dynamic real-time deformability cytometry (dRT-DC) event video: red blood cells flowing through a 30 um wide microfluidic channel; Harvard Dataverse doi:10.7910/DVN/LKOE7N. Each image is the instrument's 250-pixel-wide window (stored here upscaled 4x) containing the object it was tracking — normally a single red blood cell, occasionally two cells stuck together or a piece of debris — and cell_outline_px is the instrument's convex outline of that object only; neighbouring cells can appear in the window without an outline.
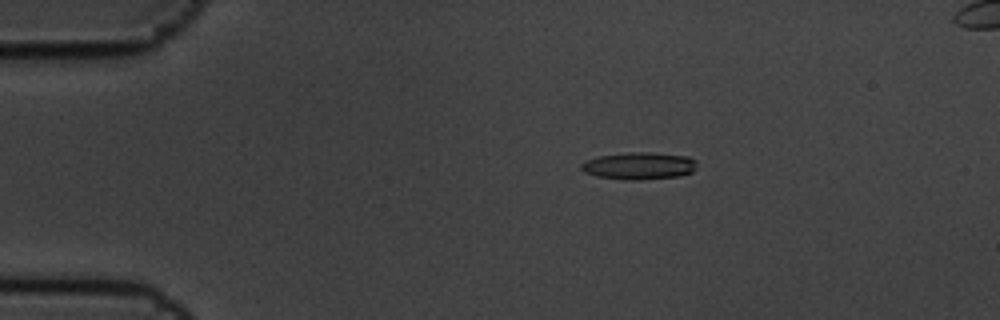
{"species": "common noctule bat (a hibernating species)", "species_latin": "Nyctalus noctula", "temperature_condition": "cold", "stored_images_in_passage": 6, "camera_frame_rate_fps": 3000, "um_per_image_px": 0.085, "animal": {"sex": "male", "body_mass_g": 19.5, "forearm_length_mm": 54.6}, "frame": {"image": 1, "passage_image": 3, "time_ms": 0.667, "image_size_px": [1000, 320], "cell_outline_px": [[696, 168], [692, 172], [680, 176], [640, 180], [624, 180], [596, 176], [584, 172], [580, 168], [580, 164], [584, 160], [600, 156], [628, 152], [648, 152], [688, 156], [696, 160]], "centroid_in_image_um": [54.31, 14.1], "position_along_channel_um": 30.7, "area_um2": 18.55}}
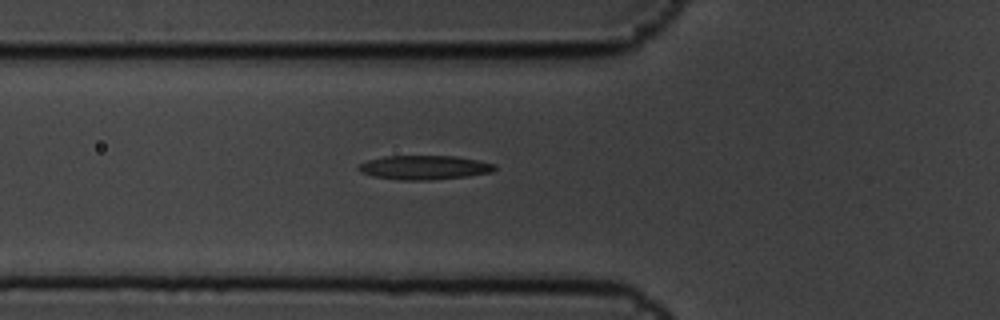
{"frame": {"image": 2, "passage_image": 6, "time_ms": 1.667, "image_size_px": [1000, 320], "cell_outline_px": [[496, 168], [492, 172], [468, 176], [428, 180], [400, 180], [376, 176], [360, 172], [356, 168], [360, 164], [368, 160], [384, 156], [456, 156], [480, 160], [496, 164]], "centroid_in_image_um": [36.1, 14.23], "position_along_channel_um": 89.7, "area_um2": 19.13}}